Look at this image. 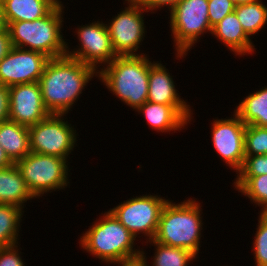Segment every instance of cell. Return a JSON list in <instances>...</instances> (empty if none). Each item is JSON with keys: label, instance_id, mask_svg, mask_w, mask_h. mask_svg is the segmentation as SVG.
<instances>
[{"label": "cell", "instance_id": "1", "mask_svg": "<svg viewBox=\"0 0 267 266\" xmlns=\"http://www.w3.org/2000/svg\"><path fill=\"white\" fill-rule=\"evenodd\" d=\"M98 70L67 55L50 58L39 79L42 99L50 114H68Z\"/></svg>", "mask_w": 267, "mask_h": 266}, {"label": "cell", "instance_id": "2", "mask_svg": "<svg viewBox=\"0 0 267 266\" xmlns=\"http://www.w3.org/2000/svg\"><path fill=\"white\" fill-rule=\"evenodd\" d=\"M83 232L80 246L105 264L118 265L140 259L141 249L135 248L137 239L108 210Z\"/></svg>", "mask_w": 267, "mask_h": 266}, {"label": "cell", "instance_id": "3", "mask_svg": "<svg viewBox=\"0 0 267 266\" xmlns=\"http://www.w3.org/2000/svg\"><path fill=\"white\" fill-rule=\"evenodd\" d=\"M146 53L117 56L98 70L106 88L135 111L147 102L150 65Z\"/></svg>", "mask_w": 267, "mask_h": 266}, {"label": "cell", "instance_id": "4", "mask_svg": "<svg viewBox=\"0 0 267 266\" xmlns=\"http://www.w3.org/2000/svg\"><path fill=\"white\" fill-rule=\"evenodd\" d=\"M194 198L180 203L168 201L164 206L154 241L191 251L198 257L201 230L203 229L202 206Z\"/></svg>", "mask_w": 267, "mask_h": 266}, {"label": "cell", "instance_id": "5", "mask_svg": "<svg viewBox=\"0 0 267 266\" xmlns=\"http://www.w3.org/2000/svg\"><path fill=\"white\" fill-rule=\"evenodd\" d=\"M62 1L46 16L34 21L7 23L13 47L41 52L49 58L66 55L67 42L62 34ZM26 46V47H25Z\"/></svg>", "mask_w": 267, "mask_h": 266}, {"label": "cell", "instance_id": "6", "mask_svg": "<svg viewBox=\"0 0 267 266\" xmlns=\"http://www.w3.org/2000/svg\"><path fill=\"white\" fill-rule=\"evenodd\" d=\"M68 161L54 155L30 152L15 164L25 180L26 186L35 198L48 192L62 190L69 185Z\"/></svg>", "mask_w": 267, "mask_h": 266}, {"label": "cell", "instance_id": "7", "mask_svg": "<svg viewBox=\"0 0 267 266\" xmlns=\"http://www.w3.org/2000/svg\"><path fill=\"white\" fill-rule=\"evenodd\" d=\"M169 13L171 36L177 52L176 59L184 58L192 46L201 40L202 34L212 32L208 0H182Z\"/></svg>", "mask_w": 267, "mask_h": 266}, {"label": "cell", "instance_id": "8", "mask_svg": "<svg viewBox=\"0 0 267 266\" xmlns=\"http://www.w3.org/2000/svg\"><path fill=\"white\" fill-rule=\"evenodd\" d=\"M64 116L66 114H50L28 128L31 152L70 159L78 134Z\"/></svg>", "mask_w": 267, "mask_h": 266}, {"label": "cell", "instance_id": "9", "mask_svg": "<svg viewBox=\"0 0 267 266\" xmlns=\"http://www.w3.org/2000/svg\"><path fill=\"white\" fill-rule=\"evenodd\" d=\"M169 199L158 195H140L121 202L109 211L136 238L140 233L147 242L154 239L162 210Z\"/></svg>", "mask_w": 267, "mask_h": 266}, {"label": "cell", "instance_id": "10", "mask_svg": "<svg viewBox=\"0 0 267 266\" xmlns=\"http://www.w3.org/2000/svg\"><path fill=\"white\" fill-rule=\"evenodd\" d=\"M125 3L127 7L106 24L112 47L117 56L141 55L138 49L145 37L143 13L147 11L136 2Z\"/></svg>", "mask_w": 267, "mask_h": 266}, {"label": "cell", "instance_id": "11", "mask_svg": "<svg viewBox=\"0 0 267 266\" xmlns=\"http://www.w3.org/2000/svg\"><path fill=\"white\" fill-rule=\"evenodd\" d=\"M76 32L80 42L79 46H77L79 48L72 51V49L68 48L70 45L67 42V56L91 65L96 70H99L101 65L103 67V65L105 66L117 57L112 47L107 25L103 21H94L82 26L78 25Z\"/></svg>", "mask_w": 267, "mask_h": 266}, {"label": "cell", "instance_id": "12", "mask_svg": "<svg viewBox=\"0 0 267 266\" xmlns=\"http://www.w3.org/2000/svg\"><path fill=\"white\" fill-rule=\"evenodd\" d=\"M211 140L218 155L230 169L238 172L245 159L244 133L246 125L234 112L227 119H213Z\"/></svg>", "mask_w": 267, "mask_h": 266}, {"label": "cell", "instance_id": "13", "mask_svg": "<svg viewBox=\"0 0 267 266\" xmlns=\"http://www.w3.org/2000/svg\"><path fill=\"white\" fill-rule=\"evenodd\" d=\"M49 59L41 52L12 46L8 54L0 60V84L10 87L39 82Z\"/></svg>", "mask_w": 267, "mask_h": 266}, {"label": "cell", "instance_id": "14", "mask_svg": "<svg viewBox=\"0 0 267 266\" xmlns=\"http://www.w3.org/2000/svg\"><path fill=\"white\" fill-rule=\"evenodd\" d=\"M8 94V119L29 128L50 115L39 82L12 85L8 87Z\"/></svg>", "mask_w": 267, "mask_h": 266}, {"label": "cell", "instance_id": "15", "mask_svg": "<svg viewBox=\"0 0 267 266\" xmlns=\"http://www.w3.org/2000/svg\"><path fill=\"white\" fill-rule=\"evenodd\" d=\"M167 70L161 61H153L150 65L147 101L172 105L191 122L193 110L178 94L175 82Z\"/></svg>", "mask_w": 267, "mask_h": 266}, {"label": "cell", "instance_id": "16", "mask_svg": "<svg viewBox=\"0 0 267 266\" xmlns=\"http://www.w3.org/2000/svg\"><path fill=\"white\" fill-rule=\"evenodd\" d=\"M211 34L236 55L244 56L255 52L256 48L252 38L243 30L235 12L226 15L213 26Z\"/></svg>", "mask_w": 267, "mask_h": 266}, {"label": "cell", "instance_id": "17", "mask_svg": "<svg viewBox=\"0 0 267 266\" xmlns=\"http://www.w3.org/2000/svg\"><path fill=\"white\" fill-rule=\"evenodd\" d=\"M136 111L146 117L148 125L156 132L169 133L185 129L190 123L174 106L145 102Z\"/></svg>", "mask_w": 267, "mask_h": 266}, {"label": "cell", "instance_id": "18", "mask_svg": "<svg viewBox=\"0 0 267 266\" xmlns=\"http://www.w3.org/2000/svg\"><path fill=\"white\" fill-rule=\"evenodd\" d=\"M60 0H1L5 23L34 21L48 15Z\"/></svg>", "mask_w": 267, "mask_h": 266}, {"label": "cell", "instance_id": "19", "mask_svg": "<svg viewBox=\"0 0 267 266\" xmlns=\"http://www.w3.org/2000/svg\"><path fill=\"white\" fill-rule=\"evenodd\" d=\"M33 198L15 163L0 169V203L24 209V203Z\"/></svg>", "mask_w": 267, "mask_h": 266}, {"label": "cell", "instance_id": "20", "mask_svg": "<svg viewBox=\"0 0 267 266\" xmlns=\"http://www.w3.org/2000/svg\"><path fill=\"white\" fill-rule=\"evenodd\" d=\"M0 145L13 163L23 159L31 152L28 127L4 120L0 123Z\"/></svg>", "mask_w": 267, "mask_h": 266}, {"label": "cell", "instance_id": "21", "mask_svg": "<svg viewBox=\"0 0 267 266\" xmlns=\"http://www.w3.org/2000/svg\"><path fill=\"white\" fill-rule=\"evenodd\" d=\"M234 112L245 125L267 127V86L248 94Z\"/></svg>", "mask_w": 267, "mask_h": 266}, {"label": "cell", "instance_id": "22", "mask_svg": "<svg viewBox=\"0 0 267 266\" xmlns=\"http://www.w3.org/2000/svg\"><path fill=\"white\" fill-rule=\"evenodd\" d=\"M145 243L154 245L155 248L157 247L154 251V259L150 262L153 263L152 266H188L191 261L198 258L191 251L184 248L164 245L154 240ZM146 254L147 253L141 249L140 259L146 264V266H150L148 265L149 262H147Z\"/></svg>", "mask_w": 267, "mask_h": 266}, {"label": "cell", "instance_id": "23", "mask_svg": "<svg viewBox=\"0 0 267 266\" xmlns=\"http://www.w3.org/2000/svg\"><path fill=\"white\" fill-rule=\"evenodd\" d=\"M234 12L249 37L258 34L267 24V6L262 0L235 6Z\"/></svg>", "mask_w": 267, "mask_h": 266}, {"label": "cell", "instance_id": "24", "mask_svg": "<svg viewBox=\"0 0 267 266\" xmlns=\"http://www.w3.org/2000/svg\"><path fill=\"white\" fill-rule=\"evenodd\" d=\"M23 214L20 207L0 203V248L19 243L18 234Z\"/></svg>", "mask_w": 267, "mask_h": 266}, {"label": "cell", "instance_id": "25", "mask_svg": "<svg viewBox=\"0 0 267 266\" xmlns=\"http://www.w3.org/2000/svg\"><path fill=\"white\" fill-rule=\"evenodd\" d=\"M233 183L235 188L251 203L261 208V213H267V174L259 176H236Z\"/></svg>", "mask_w": 267, "mask_h": 266}, {"label": "cell", "instance_id": "26", "mask_svg": "<svg viewBox=\"0 0 267 266\" xmlns=\"http://www.w3.org/2000/svg\"><path fill=\"white\" fill-rule=\"evenodd\" d=\"M244 145L245 156L267 154V127L246 125Z\"/></svg>", "mask_w": 267, "mask_h": 266}, {"label": "cell", "instance_id": "27", "mask_svg": "<svg viewBox=\"0 0 267 266\" xmlns=\"http://www.w3.org/2000/svg\"><path fill=\"white\" fill-rule=\"evenodd\" d=\"M259 213L252 251L255 266H267V213H261V211Z\"/></svg>", "mask_w": 267, "mask_h": 266}, {"label": "cell", "instance_id": "28", "mask_svg": "<svg viewBox=\"0 0 267 266\" xmlns=\"http://www.w3.org/2000/svg\"><path fill=\"white\" fill-rule=\"evenodd\" d=\"M237 176H259L267 174V154L256 156H245L241 169Z\"/></svg>", "mask_w": 267, "mask_h": 266}, {"label": "cell", "instance_id": "29", "mask_svg": "<svg viewBox=\"0 0 267 266\" xmlns=\"http://www.w3.org/2000/svg\"><path fill=\"white\" fill-rule=\"evenodd\" d=\"M233 0H208L209 24L211 27L220 22L226 15L234 12Z\"/></svg>", "mask_w": 267, "mask_h": 266}, {"label": "cell", "instance_id": "30", "mask_svg": "<svg viewBox=\"0 0 267 266\" xmlns=\"http://www.w3.org/2000/svg\"><path fill=\"white\" fill-rule=\"evenodd\" d=\"M17 245L0 248V266H25Z\"/></svg>", "mask_w": 267, "mask_h": 266}, {"label": "cell", "instance_id": "31", "mask_svg": "<svg viewBox=\"0 0 267 266\" xmlns=\"http://www.w3.org/2000/svg\"><path fill=\"white\" fill-rule=\"evenodd\" d=\"M182 0H136L135 2L141 5L147 12L154 13L157 9L163 6H168L169 12ZM154 11V12H153Z\"/></svg>", "mask_w": 267, "mask_h": 266}, {"label": "cell", "instance_id": "32", "mask_svg": "<svg viewBox=\"0 0 267 266\" xmlns=\"http://www.w3.org/2000/svg\"><path fill=\"white\" fill-rule=\"evenodd\" d=\"M9 117L8 87L0 84V123Z\"/></svg>", "mask_w": 267, "mask_h": 266}, {"label": "cell", "instance_id": "33", "mask_svg": "<svg viewBox=\"0 0 267 266\" xmlns=\"http://www.w3.org/2000/svg\"><path fill=\"white\" fill-rule=\"evenodd\" d=\"M11 41L7 27L0 31V60L4 58L11 49Z\"/></svg>", "mask_w": 267, "mask_h": 266}, {"label": "cell", "instance_id": "34", "mask_svg": "<svg viewBox=\"0 0 267 266\" xmlns=\"http://www.w3.org/2000/svg\"><path fill=\"white\" fill-rule=\"evenodd\" d=\"M12 164L14 163L9 159L6 152L3 150V148L0 145V169L6 168Z\"/></svg>", "mask_w": 267, "mask_h": 266}, {"label": "cell", "instance_id": "35", "mask_svg": "<svg viewBox=\"0 0 267 266\" xmlns=\"http://www.w3.org/2000/svg\"><path fill=\"white\" fill-rule=\"evenodd\" d=\"M118 266H146V264L141 259H137L134 261L118 264Z\"/></svg>", "mask_w": 267, "mask_h": 266}, {"label": "cell", "instance_id": "36", "mask_svg": "<svg viewBox=\"0 0 267 266\" xmlns=\"http://www.w3.org/2000/svg\"><path fill=\"white\" fill-rule=\"evenodd\" d=\"M6 23L4 21V17H3V7H2V3L0 1V31L4 30L6 28Z\"/></svg>", "mask_w": 267, "mask_h": 266}, {"label": "cell", "instance_id": "37", "mask_svg": "<svg viewBox=\"0 0 267 266\" xmlns=\"http://www.w3.org/2000/svg\"><path fill=\"white\" fill-rule=\"evenodd\" d=\"M255 1H257V0H233V3H234L235 6H238V5L252 3V2H255Z\"/></svg>", "mask_w": 267, "mask_h": 266}, {"label": "cell", "instance_id": "38", "mask_svg": "<svg viewBox=\"0 0 267 266\" xmlns=\"http://www.w3.org/2000/svg\"><path fill=\"white\" fill-rule=\"evenodd\" d=\"M125 1H128V2H135L136 0H125Z\"/></svg>", "mask_w": 267, "mask_h": 266}]
</instances>
